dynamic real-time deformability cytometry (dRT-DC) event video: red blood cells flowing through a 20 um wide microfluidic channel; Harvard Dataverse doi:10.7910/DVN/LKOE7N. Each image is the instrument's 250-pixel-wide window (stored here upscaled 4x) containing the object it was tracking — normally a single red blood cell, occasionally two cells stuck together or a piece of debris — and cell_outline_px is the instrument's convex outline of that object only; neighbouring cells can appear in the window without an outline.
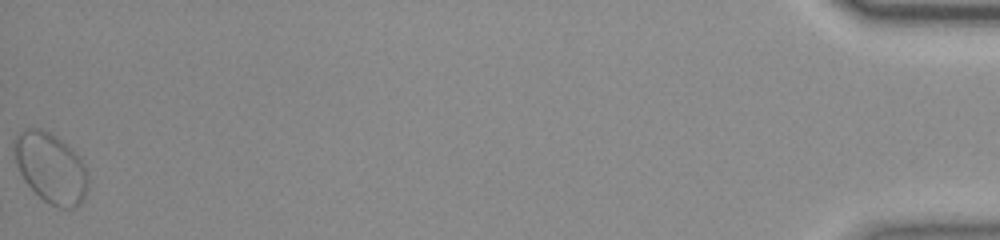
{"species": "common noctule bat (a hibernating species)", "species_latin": "Nyctalus noctula", "temperature_condition": "room temperature", "stored_images_in_passage": 40, "camera_frame_rate_fps": 3000, "um_per_image_px": 0.085, "animal": {"sex": "female", "body_mass_g": 23.0, "forearm_length_mm": 53.4}, "frame": {"image": 1, "passage_image": 40, "time_ms": 13.0, "image_size_px": [1000, 240], "cell_outline_px": [[84, 196], [80, 204], [76, 208], [60, 208], [44, 200], [24, 180], [16, 164], [12, 144], [16, 136], [24, 128], [40, 128], [56, 136], [80, 160], [84, 168]], "centroid_in_image_um": [4.22, 14.25], "position_along_channel_um": 431.0, "area_um2": 29.07}, "authors_computed_cell_mechanics": {"area_um2": 19.2474, "velocity_mm_per_s": 3.7886, "shape_relaxation_time_tau1_ms": null, "shape_relaxation_time_tau2_ms": 3.0025, "deformation_change_tau1": null, "deformation_change_tau2": 0.0766}}